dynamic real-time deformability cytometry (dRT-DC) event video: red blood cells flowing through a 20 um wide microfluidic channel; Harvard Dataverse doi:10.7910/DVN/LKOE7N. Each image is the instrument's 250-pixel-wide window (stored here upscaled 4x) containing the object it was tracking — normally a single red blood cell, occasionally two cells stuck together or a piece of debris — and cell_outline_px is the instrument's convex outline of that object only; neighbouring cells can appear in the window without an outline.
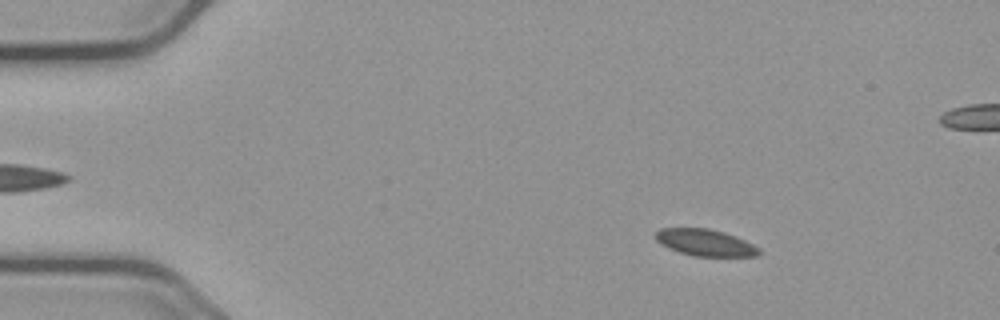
{"species": "common noctule bat (a hibernating species)", "species_latin": "Nyctalus noctula", "temperature_condition": "cold", "stored_images_in_passage": 58, "camera_frame_rate_fps": 3000, "um_per_image_px": 0.085, "animal": {"sex": "male", "body_mass_g": 23.1, "forearm_length_mm": 52.7}, "frame": {"image": 1, "passage_image": 9, "time_ms": 2.667, "image_size_px": [1000, 320], "cell_outline_px": [[760, 252], [756, 256], [692, 256], [668, 248], [656, 240], [656, 232], [660, 228], [708, 228], [724, 232], [736, 236], [760, 248]], "centroid_in_image_um": [59.94, 20.62], "position_along_channel_um": 25.1, "area_um2": 16.01}}
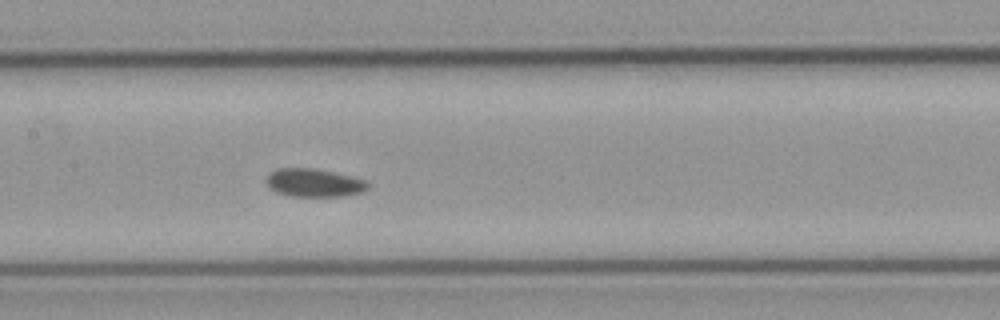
{"frame": {"image": 2, "passage_image": 28, "time_ms": 9.0, "image_size_px": [1000, 320], "cell_outline_px": [[372, 184], [364, 192], [344, 196], [288, 196], [276, 192], [268, 188], [264, 180], [268, 172], [276, 168], [316, 168], [352, 176], [368, 180]], "centroid_in_image_um": [26.69, 15.53], "position_along_channel_um": 180.7, "area_um2": 17.28}}
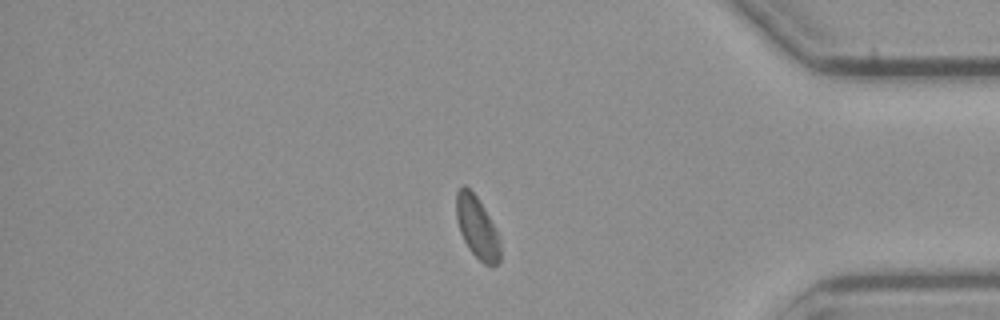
{"frame": {"image": 3, "passage_image": 48, "time_ms": 15.667, "image_size_px": [1000, 320], "cell_outline_px": [[500, 260], [496, 264], [484, 264], [468, 248], [460, 232], [456, 220], [456, 192], [464, 184], [476, 196], [484, 208], [496, 228], [500, 236]], "centroid_in_image_um": [40.55, 19.32], "position_along_channel_um": 394.6, "area_um2": 15.84}}